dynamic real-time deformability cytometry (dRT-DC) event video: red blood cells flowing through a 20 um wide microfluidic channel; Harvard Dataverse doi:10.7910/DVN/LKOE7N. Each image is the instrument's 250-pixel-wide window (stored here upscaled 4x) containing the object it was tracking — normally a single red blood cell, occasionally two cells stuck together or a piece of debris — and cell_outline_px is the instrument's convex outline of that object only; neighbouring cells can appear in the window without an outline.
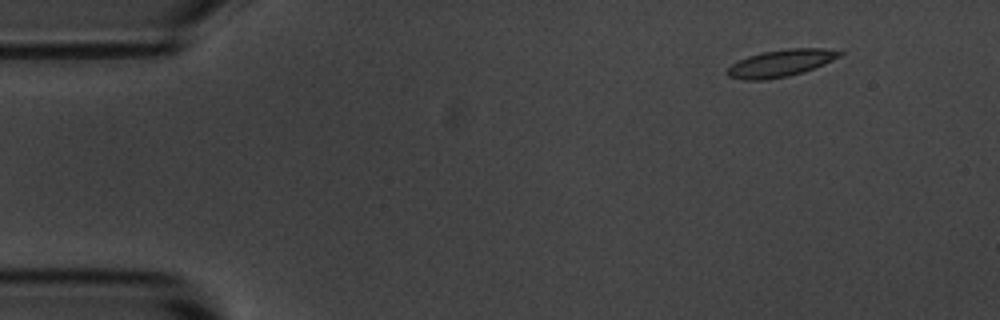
{"species": "common noctule bat (a hibernating species)", "species_latin": "Nyctalus noctula", "temperature_condition": "room temperature", "stored_images_in_passage": 5, "camera_frame_rate_fps": 3000, "um_per_image_px": 0.085, "animal": {"sex": "male", "body_mass_g": 20.1, "forearm_length_mm": 53.5}, "frame": {"image": 1, "passage_image": 2, "time_ms": 1.333, "image_size_px": [1000, 320], "cell_outline_px": [[844, 52], [840, 56], [824, 64], [804, 72], [788, 76], [764, 80], [744, 80], [728, 76], [724, 72], [732, 64], [748, 56], [764, 52], [788, 48], [824, 48]], "centroid_in_image_um": [66.35, 5.37], "position_along_channel_um": 18.6, "area_um2": 17.63}}
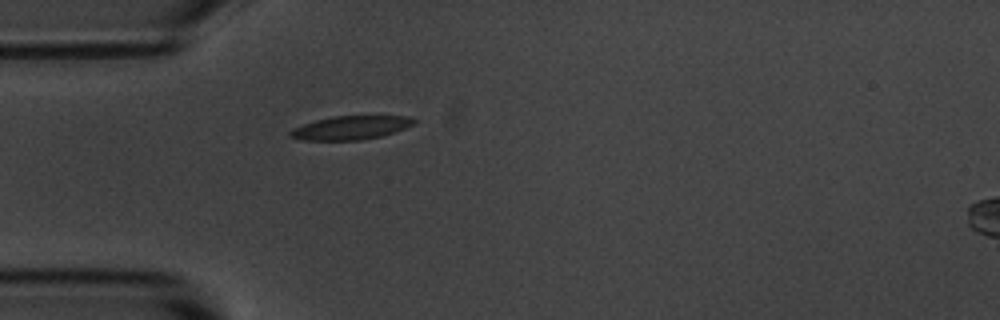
{"frame": {"image": 2, "passage_image": 5, "time_ms": 4.667, "image_size_px": [1000, 320], "cell_outline_px": [[416, 124], [380, 136], [360, 140], [304, 140], [288, 136], [288, 132], [292, 128], [316, 120], [332, 116], [408, 116], [416, 120]], "centroid_in_image_um": [29.78, 10.85], "position_along_channel_um": 55.2, "area_um2": 16.94}}